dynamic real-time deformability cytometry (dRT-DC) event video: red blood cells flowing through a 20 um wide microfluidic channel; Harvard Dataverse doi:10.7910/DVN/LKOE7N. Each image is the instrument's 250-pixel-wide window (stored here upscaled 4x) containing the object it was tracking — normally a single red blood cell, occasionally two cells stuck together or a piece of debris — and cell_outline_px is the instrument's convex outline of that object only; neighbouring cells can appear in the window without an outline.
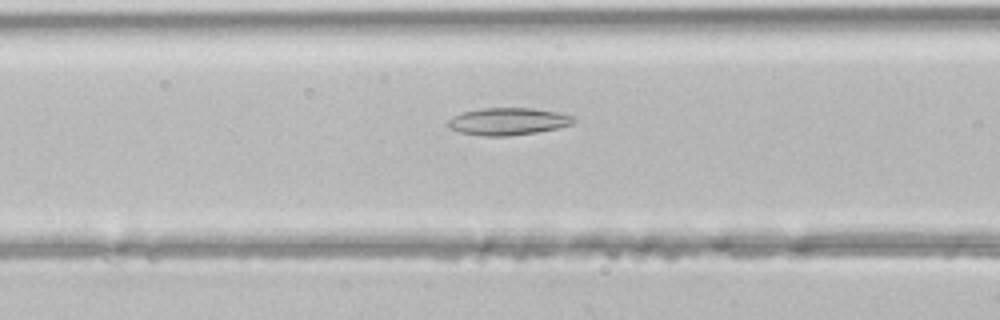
{"species": "common noctule bat (a hibernating species)", "species_latin": "Nyctalus noctula", "temperature_condition": "room temperature", "stored_images_in_passage": 30, "camera_frame_rate_fps": 3000, "um_per_image_px": 0.085, "animal": {"sex": "male", "body_mass_g": 21.5, "forearm_length_mm": 52.0}, "frame": {"image": 1, "passage_image": 7, "time_ms": 2.0, "image_size_px": [1000, 320], "cell_outline_px": [[576, 120], [572, 124], [556, 128], [536, 132], [508, 136], [484, 136], [460, 132], [448, 128], [448, 120], [452, 116], [460, 112], [480, 108], [532, 108], [556, 112], [572, 116]], "centroid_in_image_um": [43.12, 10.31], "position_along_channel_um": 123.5, "area_um2": 19.94}}
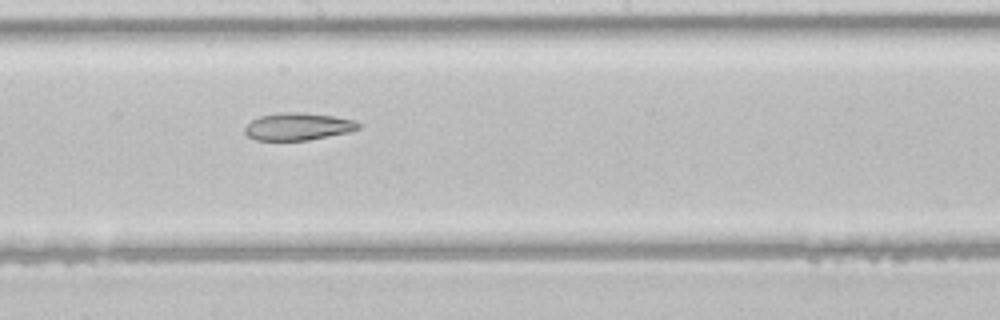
{"frame": {"image": 2, "passage_image": 14, "time_ms": 4.333, "image_size_px": [1000, 320], "cell_outline_px": [[360, 128], [348, 132], [308, 140], [256, 140], [248, 136], [244, 132], [244, 128], [252, 120], [260, 116], [280, 112], [304, 112], [332, 116], [356, 120], [360, 124]], "centroid_in_image_um": [25.33, 10.75], "position_along_channel_um": 222.9, "area_um2": 18.09}}
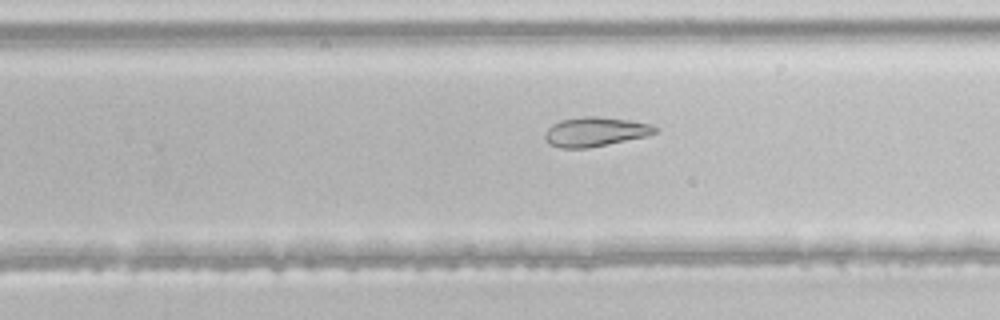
{"frame": {"image": 3, "passage_image": 18, "time_ms": 5.667, "image_size_px": [1000, 320], "cell_outline_px": [[660, 128], [656, 132], [648, 136], [588, 148], [560, 148], [548, 144], [544, 136], [548, 128], [552, 124], [560, 120], [584, 116], [596, 116], [628, 120], [652, 124]], "centroid_in_image_um": [50.6, 11.2], "position_along_channel_um": 279.2, "area_um2": 18.96}}